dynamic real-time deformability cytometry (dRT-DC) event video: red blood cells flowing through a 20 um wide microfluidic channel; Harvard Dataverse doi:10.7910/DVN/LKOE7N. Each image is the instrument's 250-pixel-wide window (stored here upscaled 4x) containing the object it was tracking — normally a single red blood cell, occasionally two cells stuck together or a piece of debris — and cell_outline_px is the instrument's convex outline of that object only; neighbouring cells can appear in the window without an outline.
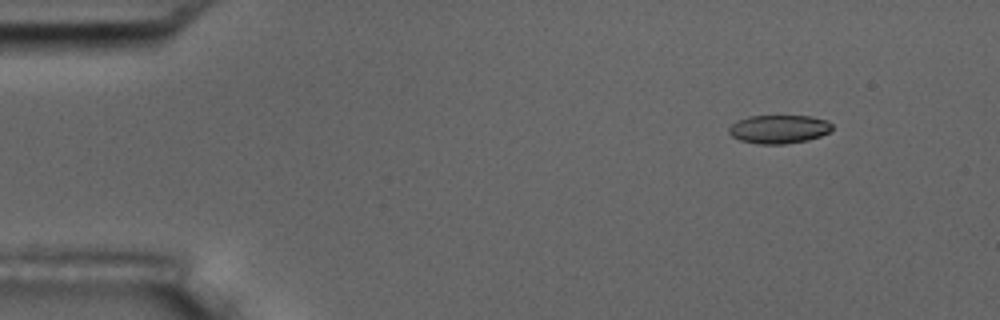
{"species": "common noctule bat (a hibernating species)", "species_latin": "Nyctalus noctula", "temperature_condition": "room temperature", "stored_images_in_passage": 5, "camera_frame_rate_fps": 3000, "um_per_image_px": 0.085, "animal": {"sex": "male", "body_mass_g": 17.5, "forearm_length_mm": 52.3}, "frame": {"image": 1, "passage_image": 2, "time_ms": 2.0, "image_size_px": [1000, 320], "cell_outline_px": [[832, 128], [828, 132], [820, 136], [808, 140], [784, 144], [760, 144], [740, 140], [732, 136], [728, 132], [728, 128], [736, 120], [748, 116], [812, 116], [828, 120], [832, 124]], "centroid_in_image_um": [66.2, 10.97], "position_along_channel_um": 18.8, "area_um2": 17.22}}